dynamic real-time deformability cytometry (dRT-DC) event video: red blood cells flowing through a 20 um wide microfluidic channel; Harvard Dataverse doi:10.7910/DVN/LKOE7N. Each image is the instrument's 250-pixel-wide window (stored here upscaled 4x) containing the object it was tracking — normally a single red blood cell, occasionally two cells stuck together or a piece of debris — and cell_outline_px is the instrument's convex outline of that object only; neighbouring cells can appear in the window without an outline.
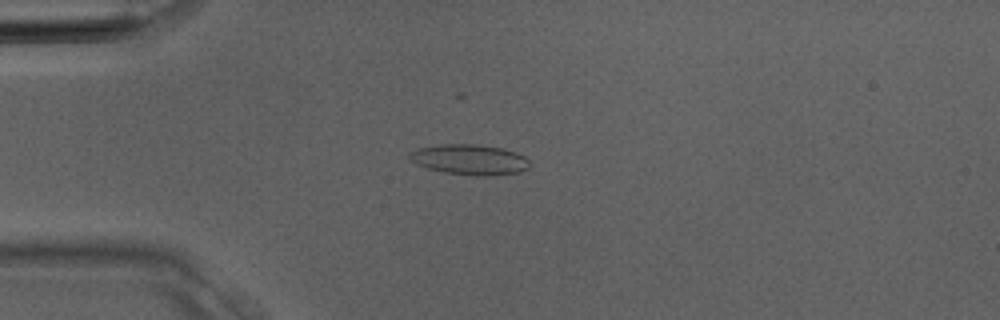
{"species": "Egyptian fruit bat (a non-hibernating species)", "species_latin": "Rousettus aegyptiacus", "temperature_condition": "room temperature", "stored_images_in_passage": 2, "camera_frame_rate_fps": 3000, "um_per_image_px": 0.085, "animal": {"sex": "male"}, "frame": {"image": 1, "passage_image": 2, "time_ms": 0.333, "image_size_px": [1000, 320], "cell_outline_px": [[528, 168], [520, 172], [496, 176], [476, 176], [444, 172], [428, 168], [416, 164], [408, 156], [408, 152], [416, 148], [440, 144], [476, 144], [504, 148], [516, 152], [524, 156], [528, 160]], "centroid_in_image_um": [39.92, 13.56], "position_along_channel_um": 45.1, "area_um2": 21.5}}